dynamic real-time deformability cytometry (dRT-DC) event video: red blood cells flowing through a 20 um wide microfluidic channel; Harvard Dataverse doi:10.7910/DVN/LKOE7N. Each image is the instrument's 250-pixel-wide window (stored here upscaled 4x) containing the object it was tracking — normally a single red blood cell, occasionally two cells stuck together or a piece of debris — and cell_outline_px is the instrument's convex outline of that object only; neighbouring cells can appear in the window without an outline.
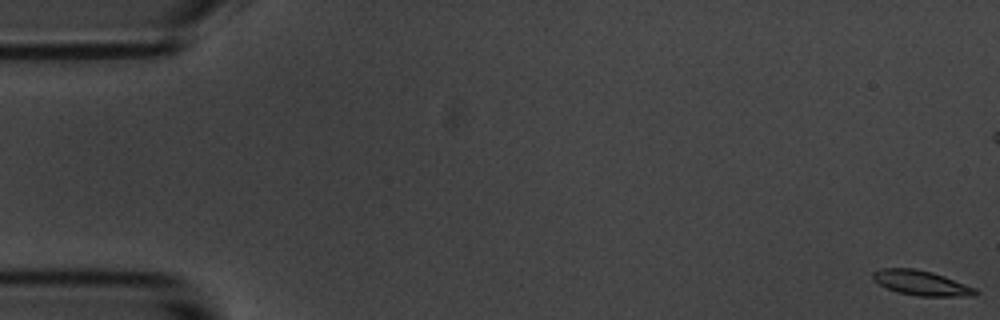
{"species": "common noctule bat (a hibernating species)", "species_latin": "Nyctalus noctula", "temperature_condition": "room temperature", "stored_images_in_passage": 58, "camera_frame_rate_fps": 3000, "um_per_image_px": 0.085, "animal": {"sex": "male", "body_mass_g": 20.1, "forearm_length_mm": 53.5}, "frame": {"image": 1, "passage_image": 1, "time_ms": 0.0, "image_size_px": [1000, 320], "cell_outline_px": [[980, 292], [976, 296], [920, 296], [896, 292], [872, 280], [872, 272], [880, 268], [912, 268], [932, 272], [944, 276], [976, 288]], "centroid_in_image_um": [78.31, 24.05], "position_along_channel_um": 6.7, "area_um2": 14.91}}
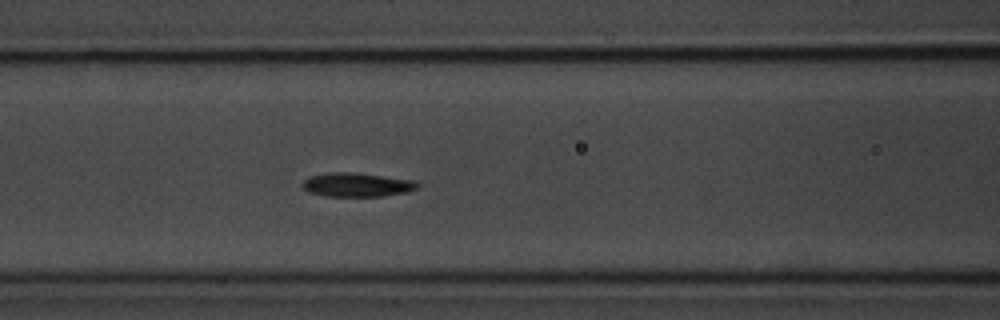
{"frame": {"image": 2, "passage_image": 24, "time_ms": 7.667, "image_size_px": [1000, 320], "cell_outline_px": [[420, 184], [416, 188], [408, 192], [384, 196], [324, 196], [308, 192], [300, 184], [304, 180], [312, 176], [332, 172], [356, 172], [412, 180]], "centroid_in_image_um": [30.33, 15.71], "position_along_channel_um": 136.3, "area_um2": 16.01}}
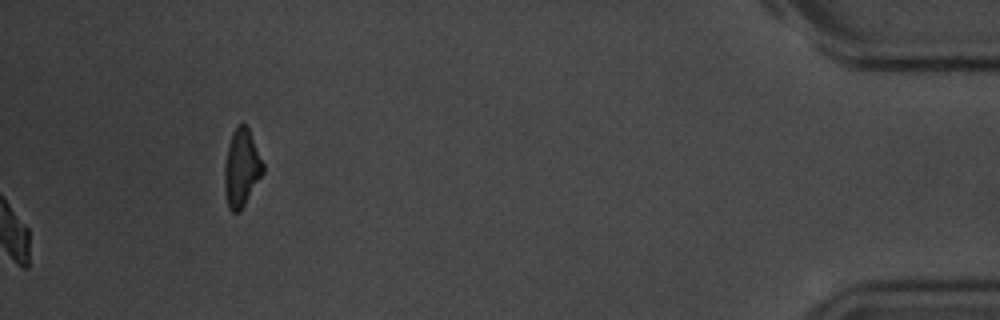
{"frame": {"image": 3, "passage_image": 58, "time_ms": 19.0, "image_size_px": [1000, 320], "cell_outline_px": [[264, 172], [240, 212], [232, 212], [228, 208], [224, 188], [224, 164], [228, 144], [232, 132], [236, 124], [244, 124], [248, 128], [264, 164]], "centroid_in_image_um": [20.51, 14.29], "position_along_channel_um": 414.7, "area_um2": 17.51}, "authors_computed_cell_mechanics": {"area_um2": 15.317, "velocity_mm_per_s": 3.5559, "shape_relaxation_time_tau1_ms": 2.2152, "shape_relaxation_time_tau2_ms": 5.6346, "deformation_change_tau1": 0.0886, "deformation_change_tau2": 0.0988}}